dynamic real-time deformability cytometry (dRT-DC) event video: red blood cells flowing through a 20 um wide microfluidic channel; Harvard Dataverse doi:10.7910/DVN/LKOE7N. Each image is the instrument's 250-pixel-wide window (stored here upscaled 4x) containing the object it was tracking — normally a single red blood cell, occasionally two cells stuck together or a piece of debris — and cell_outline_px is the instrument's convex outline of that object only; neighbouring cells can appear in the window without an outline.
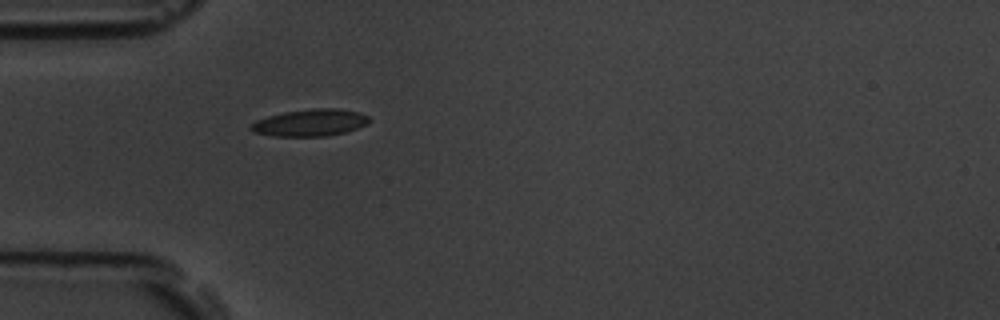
{"species": "common noctule bat (a hibernating species)", "species_latin": "Nyctalus noctula", "temperature_condition": "room temperature", "stored_images_in_passage": 1, "camera_frame_rate_fps": 3000, "um_per_image_px": 0.085, "animal": {"sex": "male", "body_mass_g": 19.5, "forearm_length_mm": 54.6}, "frame": {"image": 1, "passage_image": 1, "time_ms": 0.0, "image_size_px": [1000, 320], "cell_outline_px": [[372, 120], [368, 124], [348, 132], [328, 136], [272, 136], [252, 132], [248, 128], [256, 120], [268, 116], [284, 112], [312, 108], [336, 108], [356, 112], [368, 116]], "centroid_in_image_um": [26.37, 10.44], "position_along_channel_um": 58.6, "area_um2": 18.79}}